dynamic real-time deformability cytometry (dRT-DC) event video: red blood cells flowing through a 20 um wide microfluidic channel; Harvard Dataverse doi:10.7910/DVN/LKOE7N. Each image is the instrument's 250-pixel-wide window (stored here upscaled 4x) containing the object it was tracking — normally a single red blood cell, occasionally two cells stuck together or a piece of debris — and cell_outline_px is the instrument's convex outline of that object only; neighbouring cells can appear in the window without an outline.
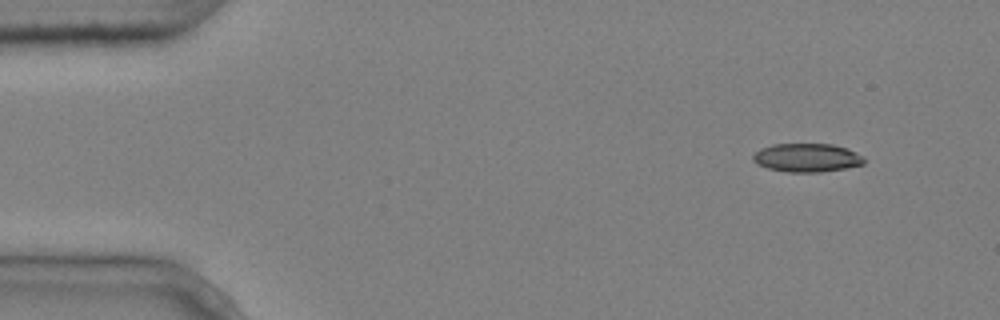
{"species": "common noctule bat (a hibernating species)", "species_latin": "Nyctalus noctula", "temperature_condition": "cold", "stored_images_in_passage": 3, "camera_frame_rate_fps": 3000, "um_per_image_px": 0.085, "animal": {"sex": "male", "body_mass_g": 20.4}, "frame": {"image": 1, "passage_image": 1, "time_ms": 0.0, "image_size_px": [1000, 320], "cell_outline_px": [[864, 164], [844, 168], [820, 172], [788, 172], [768, 168], [756, 164], [752, 160], [752, 156], [760, 148], [772, 144], [832, 144], [848, 148], [864, 156]], "centroid_in_image_um": [68.58, 13.4], "position_along_channel_um": 16.4, "area_um2": 18.55}}